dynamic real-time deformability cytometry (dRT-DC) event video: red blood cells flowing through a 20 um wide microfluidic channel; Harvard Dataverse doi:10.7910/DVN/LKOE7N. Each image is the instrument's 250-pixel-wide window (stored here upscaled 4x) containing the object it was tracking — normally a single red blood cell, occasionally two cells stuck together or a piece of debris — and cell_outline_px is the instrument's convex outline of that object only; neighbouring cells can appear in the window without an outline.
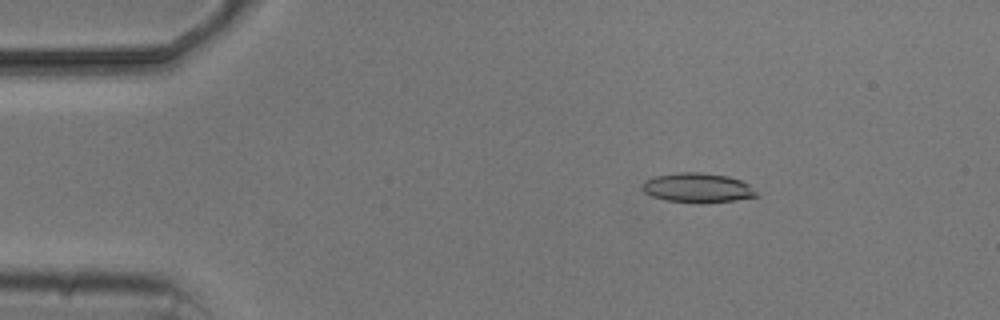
{"species": "common noctule bat (a hibernating species)", "species_latin": "Nyctalus noctula", "temperature_condition": "cold", "stored_images_in_passage": 4, "camera_frame_rate_fps": 3000, "um_per_image_px": 0.085, "animal": {"sex": "male", "body_mass_g": 20.5, "forearm_length_mm": 52.5}, "frame": {"image": 1, "passage_image": 2, "time_ms": 1.333, "image_size_px": [1000, 320], "cell_outline_px": [[760, 196], [736, 200], [668, 200], [652, 196], [644, 192], [640, 184], [644, 180], [656, 176], [676, 172], [700, 172], [728, 176], [740, 180], [748, 184]], "centroid_in_image_um": [59.26, 15.91], "position_along_channel_um": 25.7, "area_um2": 18.84}}